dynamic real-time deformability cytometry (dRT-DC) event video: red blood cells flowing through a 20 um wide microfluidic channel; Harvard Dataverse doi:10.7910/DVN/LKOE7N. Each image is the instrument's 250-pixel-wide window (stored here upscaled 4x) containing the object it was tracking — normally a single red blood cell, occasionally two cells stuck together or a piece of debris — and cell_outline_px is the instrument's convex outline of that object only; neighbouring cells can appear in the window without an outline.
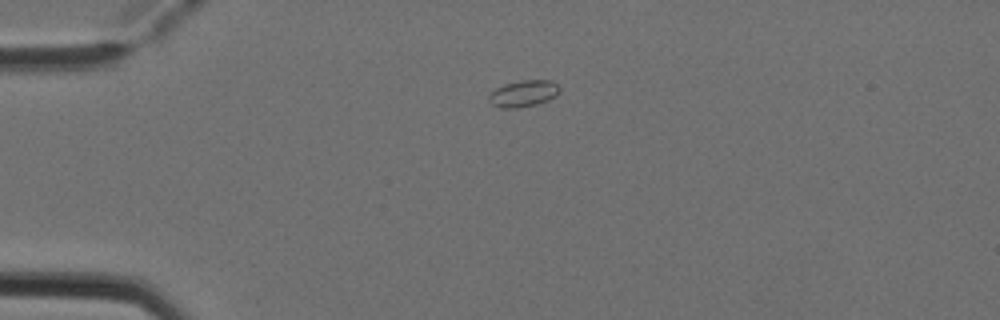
{"species": "Egyptian fruit bat (a non-hibernating species)", "species_latin": "Rousettus aegyptiacus", "temperature_condition": "cold", "stored_images_in_passage": 3, "camera_frame_rate_fps": 3000, "um_per_image_px": 0.085, "animal": {"sex": "female"}, "frame": {"image": 1, "passage_image": 1, "time_ms": 0.0, "image_size_px": [1000, 320], "cell_outline_px": [[560, 92], [556, 96], [548, 100], [536, 104], [516, 108], [500, 108], [492, 104], [488, 100], [488, 96], [496, 88], [504, 84], [520, 80], [552, 80], [560, 88]], "centroid_in_image_um": [44.5, 7.94], "position_along_channel_um": 40.5, "area_um2": 10.98}}